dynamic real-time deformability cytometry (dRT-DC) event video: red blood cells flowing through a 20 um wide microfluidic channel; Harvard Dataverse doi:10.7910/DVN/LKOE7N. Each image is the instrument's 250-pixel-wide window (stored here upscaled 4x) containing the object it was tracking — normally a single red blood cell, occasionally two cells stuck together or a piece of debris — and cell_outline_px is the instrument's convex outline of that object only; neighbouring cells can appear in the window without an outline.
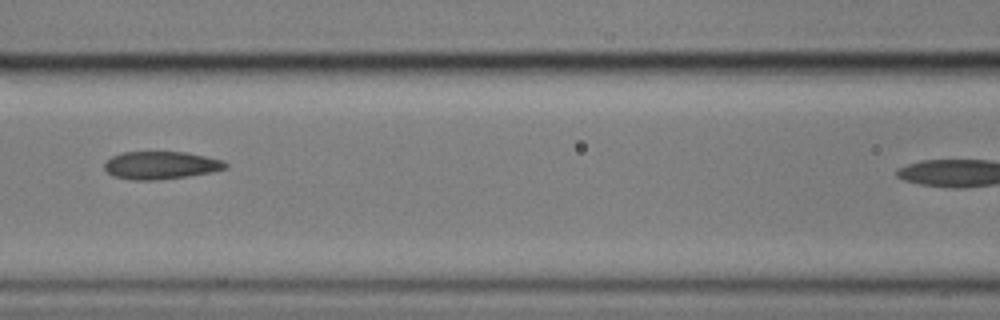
{"species": "common noctule bat (a hibernating species)", "species_latin": "Nyctalus noctula", "temperature_condition": "cold", "stored_images_in_passage": 4, "camera_frame_rate_fps": 3000, "um_per_image_px": 0.085, "animal": {"sex": "male", "body_mass_g": 17.9}, "frame": {"image": 1, "passage_image": 3, "time_ms": 0.667, "image_size_px": [1000, 320], "cell_outline_px": [[228, 168], [212, 172], [188, 176], [156, 180], [132, 180], [112, 176], [104, 168], [104, 164], [112, 156], [120, 152], [184, 152], [224, 160], [228, 164]], "centroid_in_image_um": [13.68, 14.05], "position_along_channel_um": 152.9, "area_um2": 19.65}}